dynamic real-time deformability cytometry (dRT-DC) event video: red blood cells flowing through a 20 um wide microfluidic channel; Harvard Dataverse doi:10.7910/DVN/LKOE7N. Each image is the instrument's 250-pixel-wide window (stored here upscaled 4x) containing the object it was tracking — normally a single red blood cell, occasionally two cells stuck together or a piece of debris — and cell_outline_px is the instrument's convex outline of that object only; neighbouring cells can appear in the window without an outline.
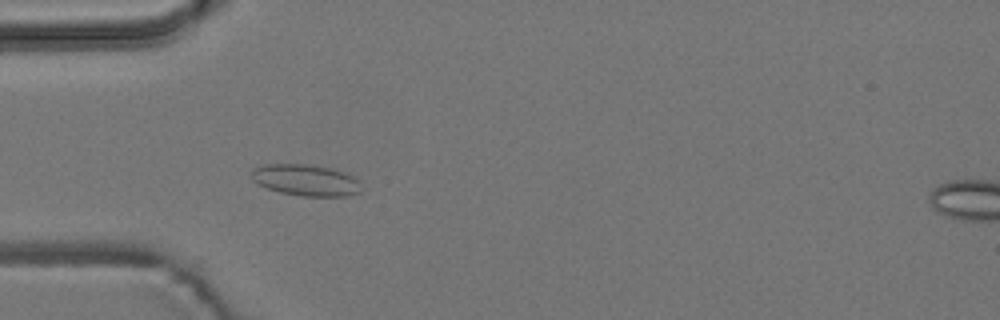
{"species": "common noctule bat (a hibernating species)", "species_latin": "Nyctalus noctula", "temperature_condition": "room temperature", "stored_images_in_passage": 53, "camera_frame_rate_fps": 3000, "um_per_image_px": 0.085, "animal": {"sex": "male", "body_mass_g": 19.2, "forearm_length_mm": 51.8}, "frame": {"image": 1, "passage_image": 15, "time_ms": 4.667, "image_size_px": [1000, 320], "cell_outline_px": [[360, 192], [344, 196], [300, 196], [280, 192], [256, 184], [252, 180], [252, 168], [264, 164], [308, 164], [332, 168], [344, 172], [352, 176], [356, 180]], "centroid_in_image_um": [25.92, 15.3], "position_along_channel_um": 59.1, "area_um2": 20.0}}
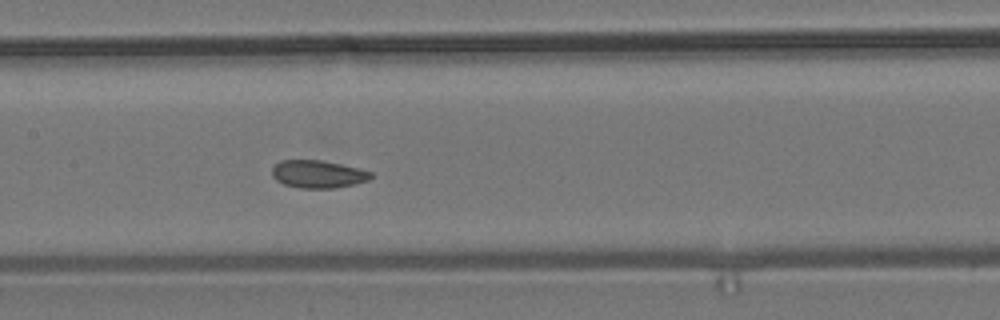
{"frame": {"image": 2, "passage_image": 25, "time_ms": 8.0, "image_size_px": [1000, 320], "cell_outline_px": [[372, 176], [368, 180], [352, 184], [332, 188], [300, 188], [284, 184], [276, 180], [272, 176], [272, 168], [280, 160], [320, 160], [360, 168], [372, 172]], "centroid_in_image_um": [27.01, 14.79], "position_along_channel_um": 180.4, "area_um2": 15.84}}
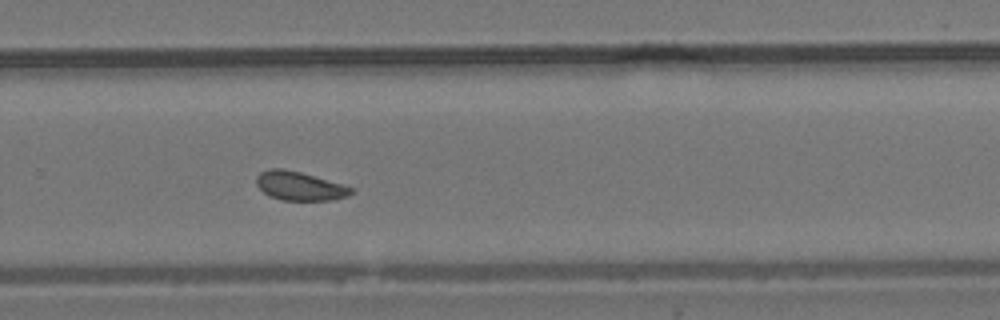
{"frame": {"image": 3, "passage_image": 35, "time_ms": 11.333, "image_size_px": [1000, 320], "cell_outline_px": [[356, 192], [348, 196], [332, 200], [280, 200], [268, 196], [256, 184], [256, 176], [260, 172], [272, 168], [284, 168], [300, 172], [356, 188]], "centroid_in_image_um": [25.49, 15.81], "position_along_channel_um": 304.3, "area_um2": 16.07}, "authors_computed_cell_mechanics": {"area_um2": 16.2996, "velocity_mm_per_s": 3.7316, "shape_relaxation_time_tau1_ms": null, "shape_relaxation_time_tau2_ms": 1.6243, "deformation_change_tau1": null, "deformation_change_tau2": 0.0597}}